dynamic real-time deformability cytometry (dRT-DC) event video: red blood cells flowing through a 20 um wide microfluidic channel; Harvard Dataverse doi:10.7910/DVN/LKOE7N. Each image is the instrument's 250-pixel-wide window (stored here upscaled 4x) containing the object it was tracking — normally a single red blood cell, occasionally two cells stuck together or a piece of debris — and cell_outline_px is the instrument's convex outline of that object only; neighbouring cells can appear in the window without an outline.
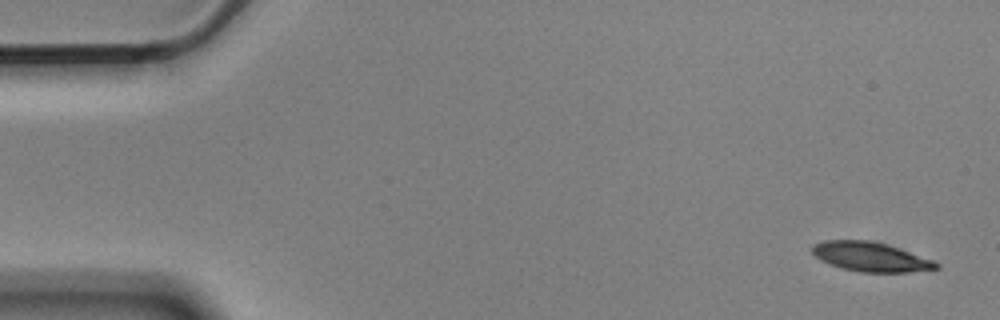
{"species": "Egyptian fruit bat (a non-hibernating species)", "species_latin": "Rousettus aegyptiacus", "temperature_condition": "cold", "stored_images_in_passage": 4, "camera_frame_rate_fps": 3000, "um_per_image_px": 0.085, "animal": {"sex": "male"}, "frame": {"image": 1, "passage_image": 1, "time_ms": 0.0, "image_size_px": [1000, 320], "cell_outline_px": [[940, 268], [908, 272], [860, 272], [844, 268], [820, 260], [812, 252], [812, 244], [824, 240], [872, 240], [888, 244], [936, 260], [940, 264]], "centroid_in_image_um": [74.06, 21.81], "position_along_channel_um": 10.9, "area_um2": 21.39}}
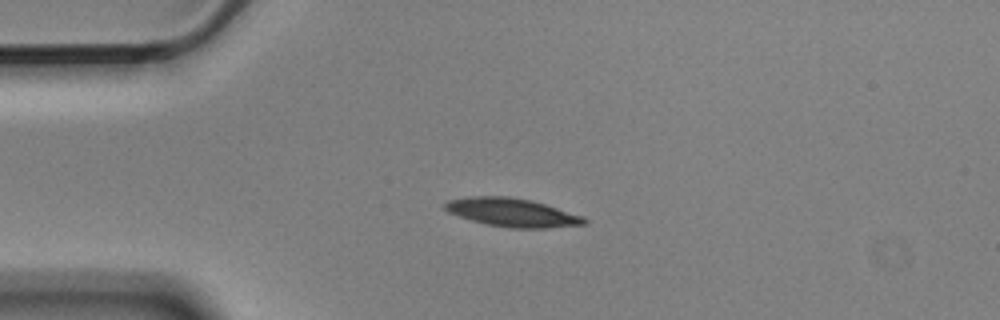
{"frame": {"image": 2, "passage_image": 4, "time_ms": 1.0, "image_size_px": [1000, 320], "cell_outline_px": [[588, 224], [548, 228], [512, 228], [484, 224], [448, 212], [444, 208], [444, 204], [448, 200], [468, 196], [508, 196], [532, 200], [584, 216], [588, 220]], "centroid_in_image_um": [43.56, 18.06], "position_along_channel_um": 41.4, "area_um2": 23.24}}